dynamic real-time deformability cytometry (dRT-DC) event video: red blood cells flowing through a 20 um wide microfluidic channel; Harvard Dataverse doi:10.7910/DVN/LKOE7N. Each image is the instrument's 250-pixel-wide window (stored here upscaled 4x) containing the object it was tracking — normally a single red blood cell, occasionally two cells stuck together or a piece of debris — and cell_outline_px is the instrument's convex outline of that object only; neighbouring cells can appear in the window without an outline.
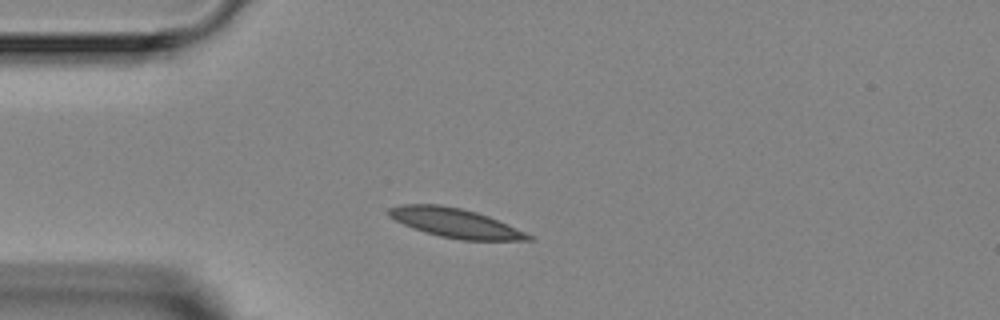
{"species": "Egyptian fruit bat (a non-hibernating species)", "species_latin": "Rousettus aegyptiacus", "temperature_condition": "room temperature", "stored_images_in_passage": 2, "camera_frame_rate_fps": 3000, "um_per_image_px": 0.085, "animal": {"sex": "female"}, "frame": {"image": 1, "passage_image": 1, "time_ms": 0.0, "image_size_px": [1000, 320], "cell_outline_px": [[536, 240], [460, 240], [440, 236], [412, 228], [388, 216], [388, 208], [400, 204], [436, 204], [460, 208], [476, 212], [488, 216], [536, 236]], "centroid_in_image_um": [38.73, 18.96], "position_along_channel_um": 46.3, "area_um2": 23.76}}